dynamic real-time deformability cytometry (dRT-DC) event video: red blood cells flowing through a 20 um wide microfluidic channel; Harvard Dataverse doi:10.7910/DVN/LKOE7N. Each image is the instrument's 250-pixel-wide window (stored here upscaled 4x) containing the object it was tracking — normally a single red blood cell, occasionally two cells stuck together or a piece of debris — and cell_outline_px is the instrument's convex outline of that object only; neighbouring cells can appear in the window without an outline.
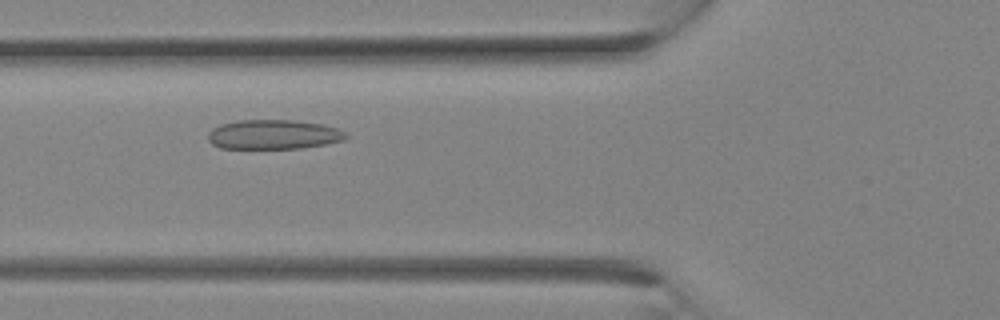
{"species": "Egyptian fruit bat (a non-hibernating species)", "species_latin": "Rousettus aegyptiacus", "temperature_condition": "room temperature", "stored_images_in_passage": 18, "camera_frame_rate_fps": 3000, "um_per_image_px": 0.085, "animal": {"sex": "female"}, "frame": {"image": 1, "passage_image": 9, "time_ms": 2.667, "image_size_px": [1000, 320], "cell_outline_px": [[348, 136], [344, 140], [324, 144], [300, 148], [220, 148], [212, 144], [208, 140], [208, 132], [212, 128], [220, 124], [240, 120], [296, 120], [320, 124], [336, 128], [344, 132]], "centroid_in_image_um": [23.21, 11.43], "position_along_channel_um": 102.6, "area_um2": 23.58}}
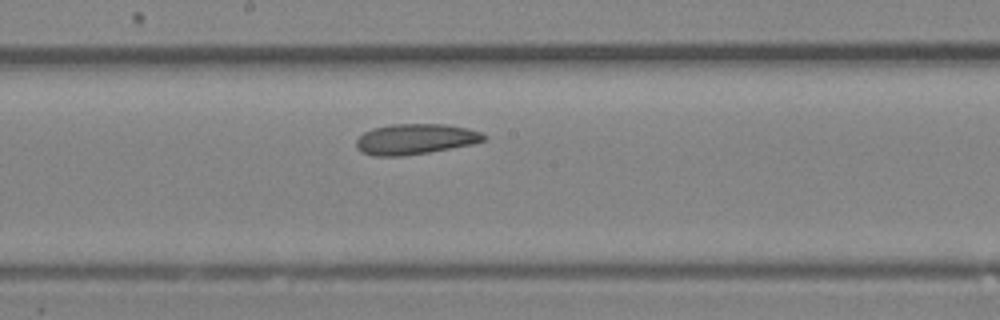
{"frame": {"image": 2, "passage_image": 14, "time_ms": 4.333, "image_size_px": [1000, 320], "cell_outline_px": [[488, 136], [484, 140], [472, 144], [428, 152], [404, 156], [372, 156], [360, 152], [356, 148], [356, 140], [364, 132], [372, 128], [392, 124], [444, 124], [468, 128], [480, 132]], "centroid_in_image_um": [35.26, 11.82], "position_along_channel_um": 212.9, "area_um2": 22.77}}
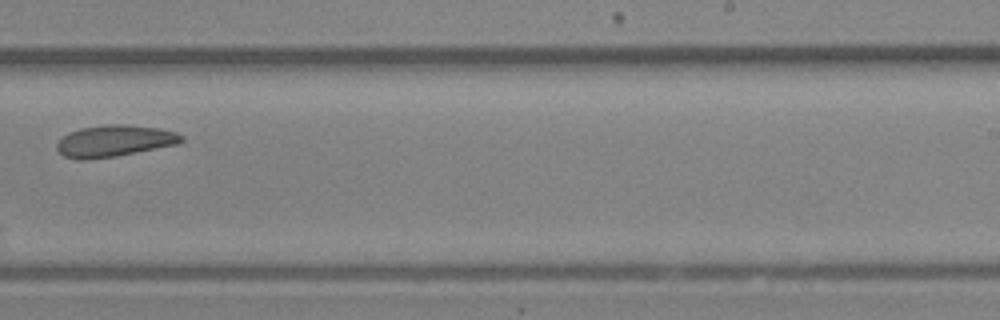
{"frame": {"image": 3, "passage_image": 17, "time_ms": 5.333, "image_size_px": [1000, 320], "cell_outline_px": [[184, 140], [176, 144], [116, 156], [88, 160], [80, 160], [64, 156], [56, 148], [56, 144], [68, 132], [80, 128], [108, 124], [124, 124], [160, 128], [176, 132], [184, 136]], "centroid_in_image_um": [9.71, 11.97], "position_along_channel_um": 279.3, "area_um2": 22.89}}